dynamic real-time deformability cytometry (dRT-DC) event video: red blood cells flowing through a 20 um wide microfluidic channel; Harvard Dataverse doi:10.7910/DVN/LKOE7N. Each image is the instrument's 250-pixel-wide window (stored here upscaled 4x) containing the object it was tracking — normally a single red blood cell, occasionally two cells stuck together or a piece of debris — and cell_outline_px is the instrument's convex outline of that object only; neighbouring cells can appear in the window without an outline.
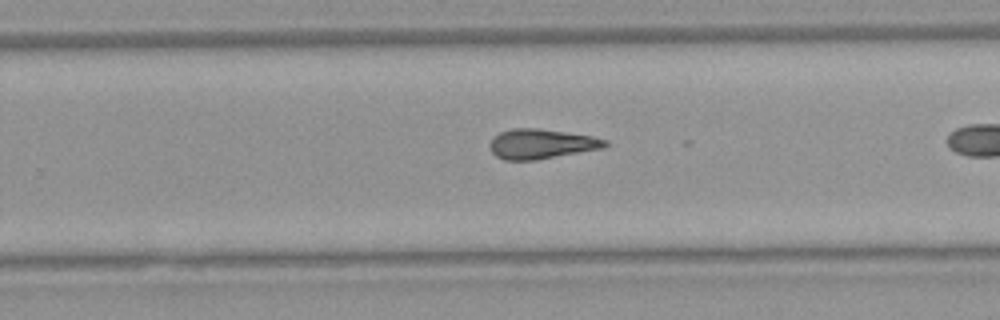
{"species": "Egyptian fruit bat (a non-hibernating species)", "species_latin": "Rousettus aegyptiacus", "temperature_condition": "warm", "stored_images_in_passage": 26, "camera_frame_rate_fps": 3000, "um_per_image_px": 0.085, "animal": {"sex": "female"}, "frame": {"image": 1, "passage_image": 19, "time_ms": 6.0, "image_size_px": [1000, 320], "cell_outline_px": [[608, 144], [604, 148], [536, 160], [504, 160], [496, 156], [492, 152], [488, 144], [492, 136], [500, 132], [512, 128], [540, 128], [592, 136], [608, 140]], "centroid_in_image_um": [45.99, 12.23], "position_along_channel_um": 283.8, "area_um2": 20.23}}
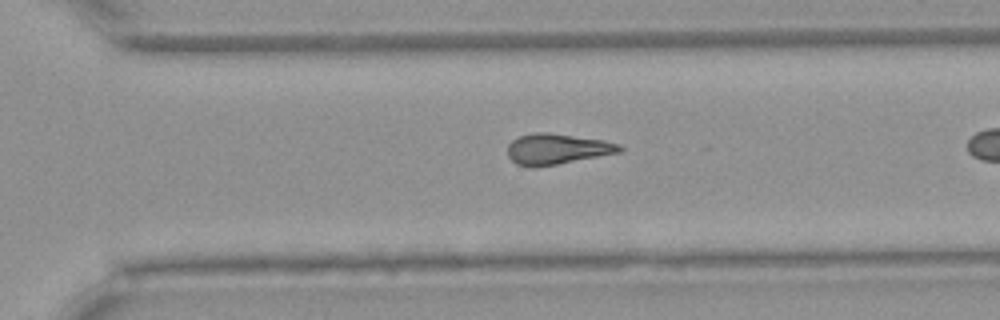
{"frame": {"image": 2, "passage_image": 22, "time_ms": 7.0, "image_size_px": [1000, 320], "cell_outline_px": [[624, 148], [620, 152], [536, 168], [532, 168], [516, 164], [508, 156], [508, 144], [512, 140], [520, 136], [536, 132], [548, 132], [604, 140], [620, 144]], "centroid_in_image_um": [47.33, 12.67], "position_along_channel_um": 323.3, "area_um2": 20.06}}